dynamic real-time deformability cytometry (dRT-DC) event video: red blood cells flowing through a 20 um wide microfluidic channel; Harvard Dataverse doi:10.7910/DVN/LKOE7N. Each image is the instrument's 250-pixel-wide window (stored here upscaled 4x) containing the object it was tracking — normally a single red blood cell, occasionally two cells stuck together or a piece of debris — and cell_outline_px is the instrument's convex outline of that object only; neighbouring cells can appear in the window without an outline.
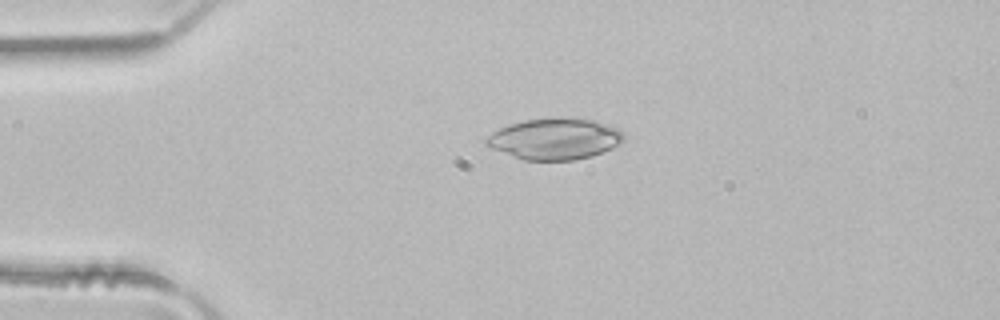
{"species": "common noctule bat (a hibernating species)", "species_latin": "Nyctalus noctula", "temperature_condition": "room temperature", "stored_images_in_passage": 4, "camera_frame_rate_fps": 3000, "um_per_image_px": 0.085, "animal": {"sex": "male", "body_mass_g": 21.5, "forearm_length_mm": 52.0}, "frame": {"image": 1, "passage_image": 3, "time_ms": 0.667, "image_size_px": [1000, 320], "cell_outline_px": [[624, 140], [612, 148], [592, 156], [576, 160], [524, 160], [492, 148], [484, 144], [484, 140], [492, 132], [500, 128], [524, 120], [556, 116], [576, 116], [596, 120], [616, 128], [624, 136]], "centroid_in_image_um": [47.17, 11.77], "position_along_channel_um": 37.8, "area_um2": 33.35}}